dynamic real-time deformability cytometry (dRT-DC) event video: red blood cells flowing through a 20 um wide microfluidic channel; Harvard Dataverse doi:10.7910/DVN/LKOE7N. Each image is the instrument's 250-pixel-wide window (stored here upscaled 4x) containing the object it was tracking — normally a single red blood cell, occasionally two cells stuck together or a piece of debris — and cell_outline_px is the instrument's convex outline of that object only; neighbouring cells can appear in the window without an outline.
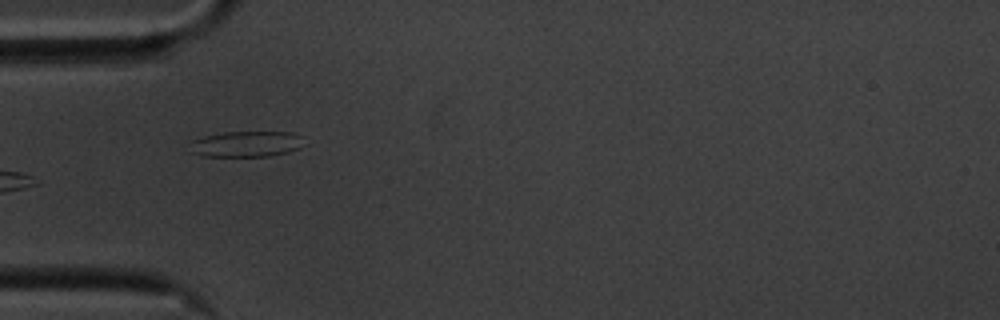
{"species": "common noctule bat (a hibernating species)", "species_latin": "Nyctalus noctula", "temperature_condition": "cold", "stored_images_in_passage": 30, "camera_frame_rate_fps": 3000, "um_per_image_px": 0.085, "animal": {"sex": "male", "body_mass_g": 20.1, "forearm_length_mm": 53.5}, "frame": {"image": 1, "passage_image": 1, "time_ms": 0.0, "image_size_px": [1000, 320], "cell_outline_px": [[300, 148], [288, 152], [268, 156], [204, 156], [192, 152], [192, 140], [204, 136], [224, 132], [288, 132], [300, 136]], "centroid_in_image_um": [20.91, 12.24], "position_along_channel_um": 64.1, "area_um2": 16.76}}
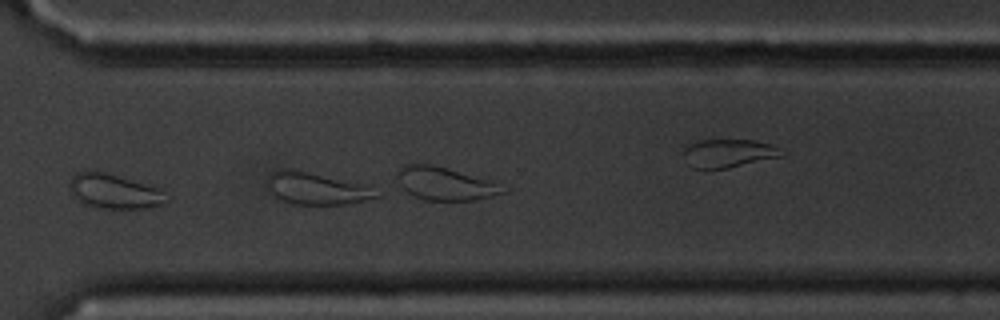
{"frame": {"image": 2, "passage_image": 22, "time_ms": 7.0, "image_size_px": [1000, 320], "cell_outline_px": [[384, 196], [344, 204], [292, 204], [276, 196], [268, 188], [268, 172], [276, 168], [292, 168], [372, 184], [384, 192]], "centroid_in_image_um": [27.05, 15.97], "position_along_channel_um": 343.6, "area_um2": 21.39}}
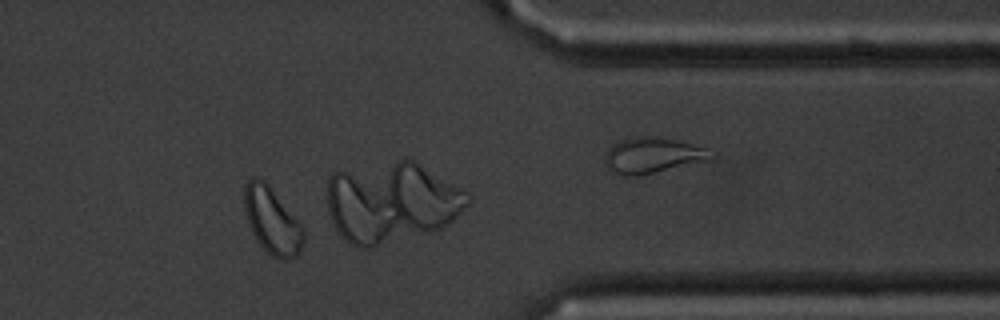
{"frame": {"image": 3, "passage_image": 26, "time_ms": 8.333, "image_size_px": [1000, 320], "cell_outline_px": [[304, 244], [300, 252], [296, 256], [288, 260], [280, 260], [272, 256], [260, 244], [252, 232], [248, 224], [244, 208], [244, 184], [248, 180], [256, 176], [264, 180], [268, 184], [300, 220], [304, 228]], "centroid_in_image_um": [23.15, 18.75], "position_along_channel_um": 388.2, "area_um2": 23.35}, "authors_computed_cell_mechanics": {"area_um2": 18.1781, "velocity_mm_per_s": 3.4771, "shape_relaxation_time_tau1_ms": null, "shape_relaxation_time_tau2_ms": 1.9782, "deformation_change_tau1": null, "deformation_change_tau2": 0.081}}